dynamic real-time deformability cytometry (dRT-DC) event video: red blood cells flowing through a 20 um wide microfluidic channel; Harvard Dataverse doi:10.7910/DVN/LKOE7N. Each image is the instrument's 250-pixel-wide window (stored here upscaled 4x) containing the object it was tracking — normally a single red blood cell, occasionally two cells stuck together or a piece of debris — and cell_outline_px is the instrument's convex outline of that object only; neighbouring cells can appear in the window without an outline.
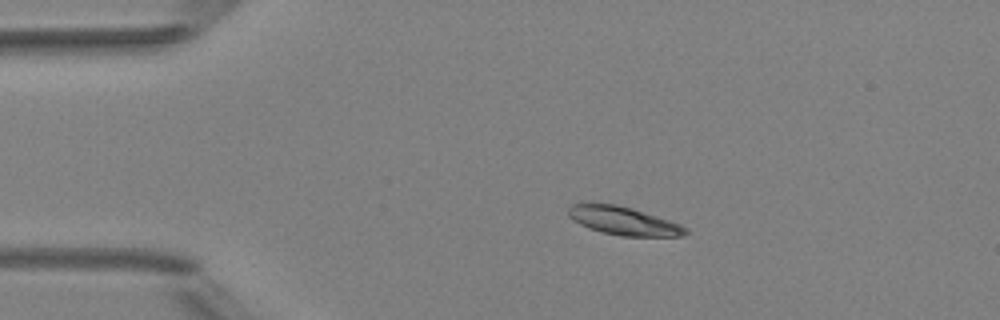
{"species": "Egyptian fruit bat (a non-hibernating species)", "species_latin": "Rousettus aegyptiacus", "temperature_condition": "room temperature", "stored_images_in_passage": 5, "camera_frame_rate_fps": 3000, "um_per_image_px": 0.085, "animal": {"sex": "female"}, "frame": {"image": 1, "passage_image": 2, "time_ms": 1.333, "image_size_px": [1000, 320], "cell_outline_px": [[688, 232], [684, 236], [620, 236], [588, 228], [580, 224], [568, 216], [568, 208], [572, 204], [616, 204], [632, 208], [680, 224], [688, 228]], "centroid_in_image_um": [53.02, 18.78], "position_along_channel_um": 32.0, "area_um2": 19.07}}
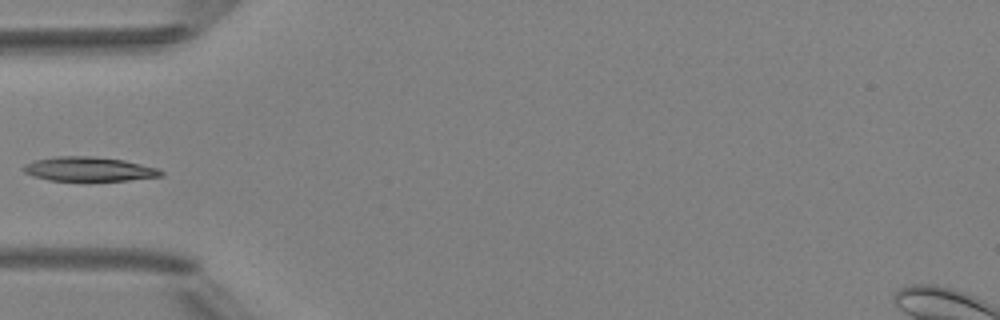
{"frame": {"image": 2, "passage_image": 4, "time_ms": 3.667, "image_size_px": [1000, 320], "cell_outline_px": [[164, 176], [128, 180], [48, 180], [32, 176], [24, 172], [20, 168], [24, 164], [36, 160], [56, 156], [92, 156], [124, 160], [160, 168], [164, 172]], "centroid_in_image_um": [7.57, 14.36], "position_along_channel_um": 77.4, "area_um2": 19.54}}
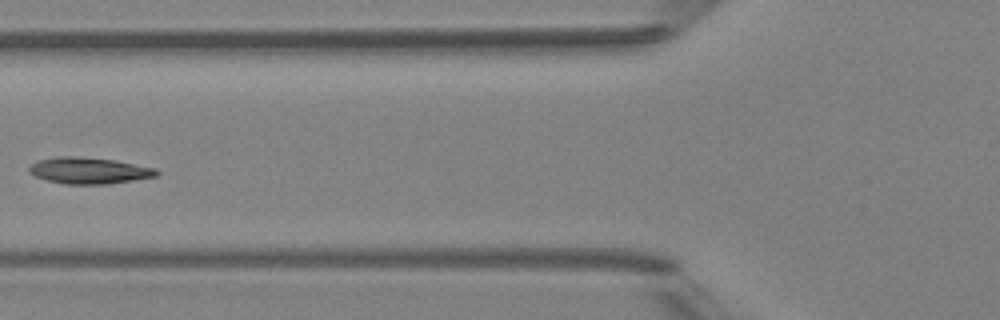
{"frame": {"image": 3, "passage_image": 5, "time_ms": 4.667, "image_size_px": [1000, 320], "cell_outline_px": [[160, 172], [156, 176], [108, 184], [64, 184], [48, 180], [36, 176], [28, 172], [28, 168], [36, 160], [56, 156], [76, 156], [112, 160], [156, 168]], "centroid_in_image_um": [7.53, 14.49], "position_along_channel_um": 118.3, "area_um2": 19.48}}